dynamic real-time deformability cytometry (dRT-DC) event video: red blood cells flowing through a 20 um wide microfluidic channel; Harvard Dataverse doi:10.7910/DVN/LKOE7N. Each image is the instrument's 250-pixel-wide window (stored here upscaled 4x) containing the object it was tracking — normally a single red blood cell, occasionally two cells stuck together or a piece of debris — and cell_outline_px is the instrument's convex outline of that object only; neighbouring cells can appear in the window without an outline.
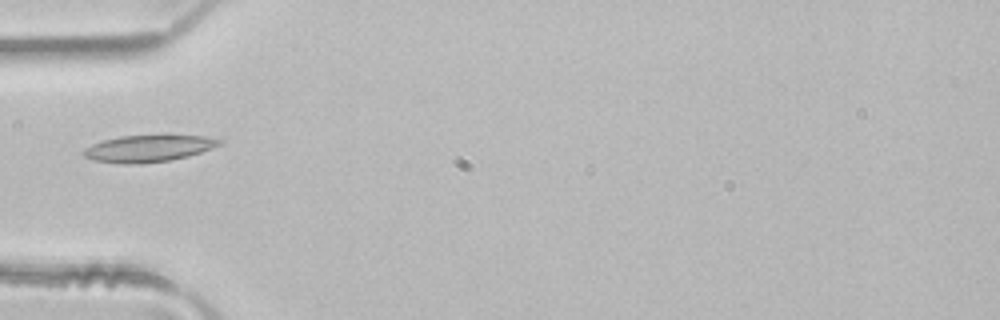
{"species": "common noctule bat (a hibernating species)", "species_latin": "Nyctalus noctula", "temperature_condition": "room temperature", "stored_images_in_passage": 21, "camera_frame_rate_fps": 3000, "um_per_image_px": 0.085, "animal": {"sex": "male", "body_mass_g": 21.5, "forearm_length_mm": 52.0}, "frame": {"image": 1, "passage_image": 1, "time_ms": 0.0, "image_size_px": [1000, 320], "cell_outline_px": [[224, 140], [220, 144], [212, 148], [188, 156], [168, 160], [140, 164], [120, 164], [96, 160], [84, 156], [84, 148], [92, 144], [104, 140], [120, 136], [164, 132], [168, 132], [204, 136]], "centroid_in_image_um": [12.68, 12.56], "position_along_channel_um": 72.3, "area_um2": 22.08}}